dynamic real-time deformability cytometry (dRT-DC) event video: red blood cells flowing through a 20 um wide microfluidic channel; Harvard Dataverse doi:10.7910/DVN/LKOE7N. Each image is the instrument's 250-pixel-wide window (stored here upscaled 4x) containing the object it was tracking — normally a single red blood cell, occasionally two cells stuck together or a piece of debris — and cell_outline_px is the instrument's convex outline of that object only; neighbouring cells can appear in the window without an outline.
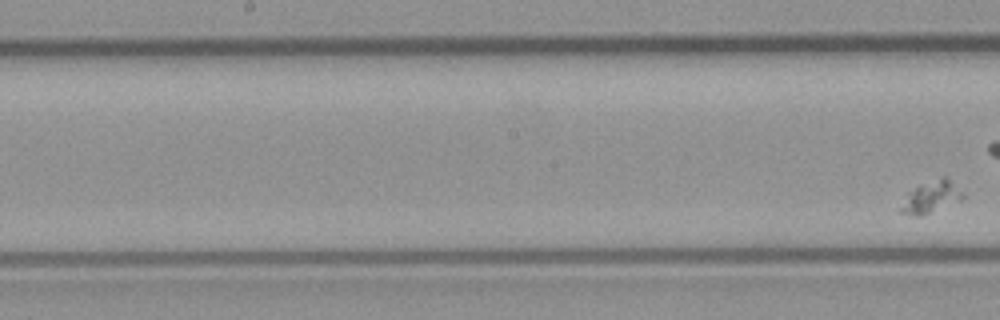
{"species": "common noctule bat (a hibernating species)", "species_latin": "Nyctalus noctula", "temperature_condition": "room temperature", "stored_images_in_passage": 9, "camera_frame_rate_fps": 3000, "um_per_image_px": 0.085, "animal": {"sex": "male", "body_mass_g": 23.1, "forearm_length_mm": 52.7}, "frame": {"image": 1, "passage_image": 9, "time_ms": 10.333, "image_size_px": [1000, 320], "cell_outline_px": [[964, 196], [960, 200], [920, 216], [916, 216], [900, 212], [900, 208], [908, 192], [916, 188], [944, 176], [964, 192]], "centroid_in_image_um": [79.15, 16.76], "position_along_channel_um": 169.0, "area_um2": 10.87}}